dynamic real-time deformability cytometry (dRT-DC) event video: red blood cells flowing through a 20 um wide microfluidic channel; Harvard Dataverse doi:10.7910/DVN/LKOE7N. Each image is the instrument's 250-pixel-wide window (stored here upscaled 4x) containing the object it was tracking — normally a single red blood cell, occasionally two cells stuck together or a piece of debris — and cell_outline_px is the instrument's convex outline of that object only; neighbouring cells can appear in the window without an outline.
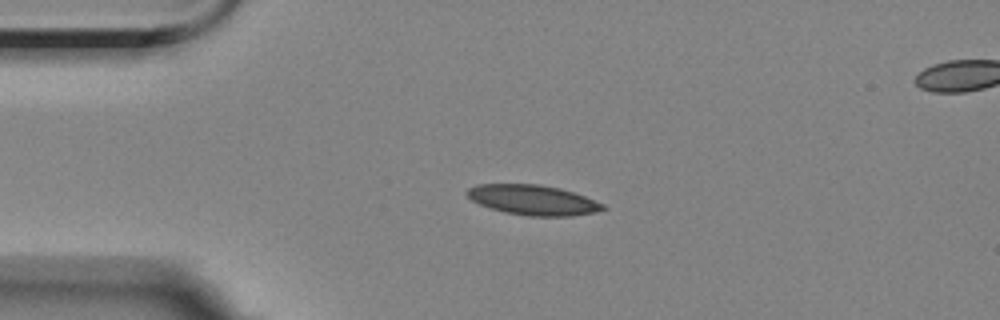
{"species": "Egyptian fruit bat (a non-hibernating species)", "species_latin": "Rousettus aegyptiacus", "temperature_condition": "room temperature", "stored_images_in_passage": 5, "camera_frame_rate_fps": 3000, "um_per_image_px": 0.085, "animal": {"sex": "female"}, "frame": {"image": 1, "passage_image": 3, "time_ms": 2.333, "image_size_px": [1000, 320], "cell_outline_px": [[608, 208], [596, 212], [572, 216], [528, 216], [504, 212], [480, 204], [472, 200], [464, 192], [468, 188], [476, 184], [540, 184], [560, 188], [584, 196], [604, 204]], "centroid_in_image_um": [45.3, 16.99], "position_along_channel_um": 39.7, "area_um2": 23.81}}
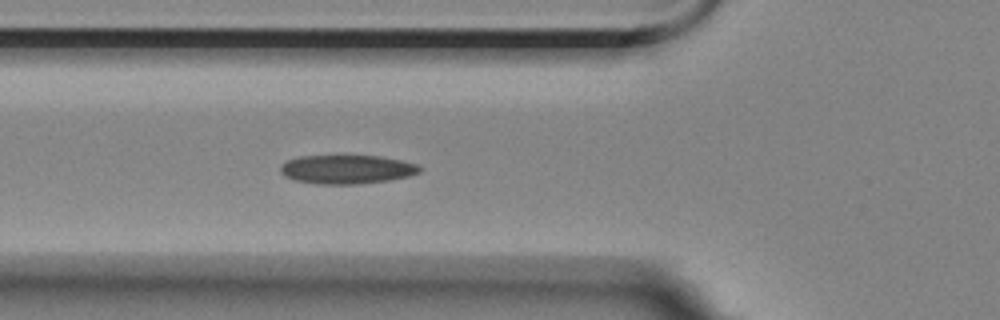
{"frame": {"image": 2, "passage_image": 5, "time_ms": 4.667, "image_size_px": [1000, 320], "cell_outline_px": [[420, 172], [408, 176], [388, 180], [356, 184], [316, 184], [296, 180], [284, 176], [280, 172], [280, 164], [288, 160], [300, 156], [380, 156], [400, 160], [416, 164], [420, 168]], "centroid_in_image_um": [29.44, 14.39], "position_along_channel_um": 96.4, "area_um2": 23.24}}